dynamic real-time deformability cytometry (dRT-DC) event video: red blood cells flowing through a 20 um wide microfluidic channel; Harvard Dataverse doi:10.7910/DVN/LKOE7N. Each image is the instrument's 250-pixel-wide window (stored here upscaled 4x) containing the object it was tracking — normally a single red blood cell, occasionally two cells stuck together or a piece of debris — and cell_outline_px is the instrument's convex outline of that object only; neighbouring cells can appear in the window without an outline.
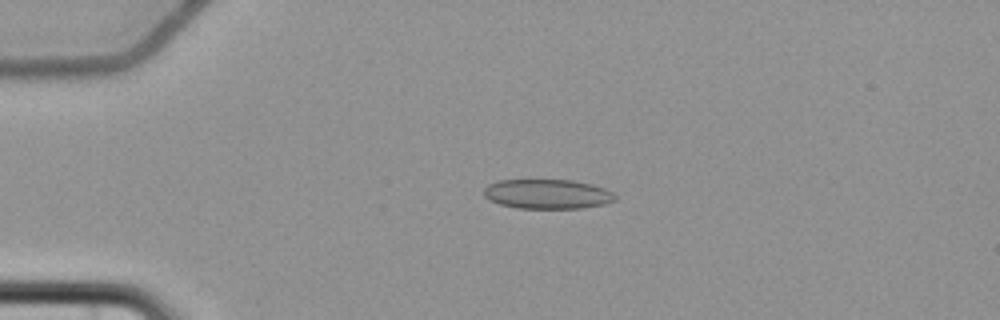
{"species": "common noctule bat (a hibernating species)", "species_latin": "Nyctalus noctula", "temperature_condition": "cold", "stored_images_in_passage": 6, "camera_frame_rate_fps": 3000, "um_per_image_px": 0.085, "animal": {"sex": "female", "body_mass_g": 22.7, "forearm_length_mm": 54.2}, "frame": {"image": 1, "passage_image": 5, "time_ms": 4.667, "image_size_px": [1000, 320], "cell_outline_px": [[616, 200], [604, 204], [580, 208], [516, 208], [500, 204], [488, 200], [484, 196], [484, 188], [488, 184], [496, 180], [572, 180], [592, 184], [604, 188], [612, 192], [616, 196]], "centroid_in_image_um": [46.5, 16.49], "position_along_channel_um": 38.5, "area_um2": 22.72}}